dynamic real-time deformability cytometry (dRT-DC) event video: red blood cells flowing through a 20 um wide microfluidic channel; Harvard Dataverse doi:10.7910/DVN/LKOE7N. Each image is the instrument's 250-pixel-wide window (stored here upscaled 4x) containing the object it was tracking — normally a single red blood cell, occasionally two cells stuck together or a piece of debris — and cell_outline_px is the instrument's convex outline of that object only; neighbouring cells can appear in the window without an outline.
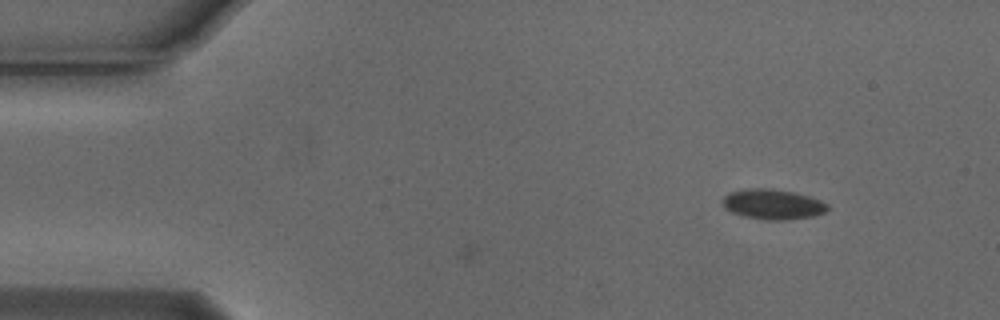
{"species": "Egyptian fruit bat (a non-hibernating species)", "species_latin": "Rousettus aegyptiacus", "temperature_condition": "cold", "stored_images_in_passage": 6, "camera_frame_rate_fps": 3000, "um_per_image_px": 0.085, "animal": {"sex": "male"}, "frame": {"image": 1, "passage_image": 1, "time_ms": 0.0, "image_size_px": [1000, 320], "cell_outline_px": [[828, 208], [824, 212], [812, 216], [784, 220], [768, 220], [744, 216], [732, 212], [724, 208], [720, 204], [720, 200], [728, 192], [748, 188], [772, 188], [792, 192], [808, 196], [820, 200], [828, 204]], "centroid_in_image_um": [65.61, 17.35], "position_along_channel_um": 19.4, "area_um2": 18.5}}
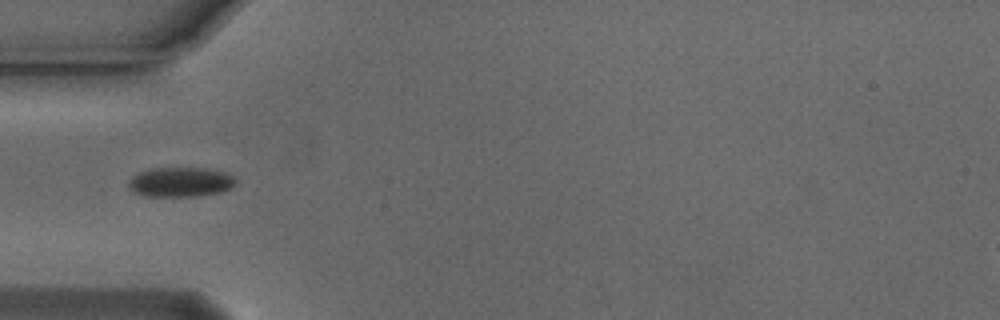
{"frame": {"image": 2, "passage_image": 4, "time_ms": 1.0, "image_size_px": [1000, 320], "cell_outline_px": [[236, 184], [220, 192], [200, 196], [144, 196], [132, 192], [128, 188], [128, 180], [132, 176], [140, 172], [152, 168], [204, 168], [224, 172], [232, 176], [236, 180]], "centroid_in_image_um": [15.29, 15.48], "position_along_channel_um": 69.7, "area_um2": 18.55}}
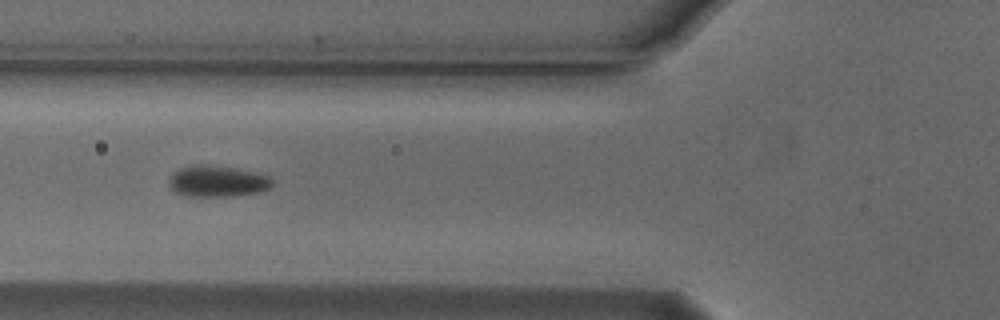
{"frame": {"image": 3, "passage_image": 5, "time_ms": 1.333, "image_size_px": [1000, 320], "cell_outline_px": [[276, 180], [268, 188], [260, 192], [228, 196], [184, 196], [176, 192], [168, 184], [168, 180], [180, 168], [192, 164], [208, 164], [232, 168], [252, 172], [268, 176]], "centroid_in_image_um": [18.47, 15.4], "position_along_channel_um": 107.3, "area_um2": 18.67}}